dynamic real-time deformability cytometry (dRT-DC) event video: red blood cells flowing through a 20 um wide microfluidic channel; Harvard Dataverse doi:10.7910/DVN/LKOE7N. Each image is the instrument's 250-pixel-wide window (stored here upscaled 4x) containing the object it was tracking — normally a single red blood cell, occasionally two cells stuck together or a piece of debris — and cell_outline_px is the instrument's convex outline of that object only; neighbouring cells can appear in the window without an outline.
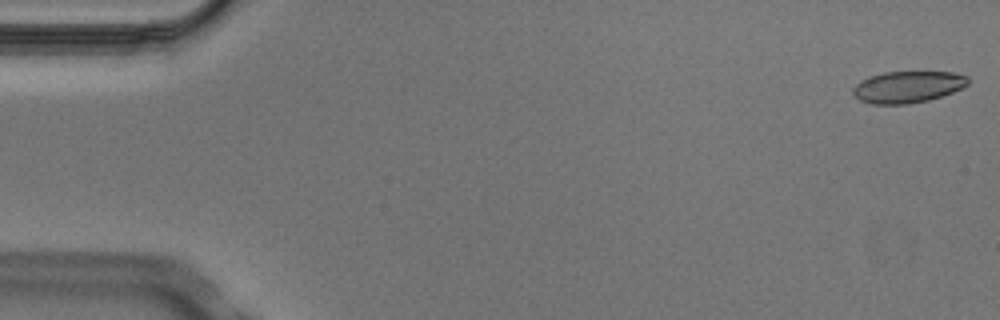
{"species": "Egyptian fruit bat (a non-hibernating species)", "species_latin": "Rousettus aegyptiacus", "temperature_condition": "cold", "stored_images_in_passage": 4, "camera_frame_rate_fps": 3000, "um_per_image_px": 0.085, "animal": {"sex": "male"}, "frame": {"image": 1, "passage_image": 1, "time_ms": 0.0, "image_size_px": [1000, 320], "cell_outline_px": [[968, 84], [952, 92], [928, 100], [908, 104], [872, 104], [860, 100], [852, 92], [852, 88], [860, 80], [884, 72], [952, 72], [968, 76]], "centroid_in_image_um": [77.13, 7.39], "position_along_channel_um": 7.9, "area_um2": 21.04}}